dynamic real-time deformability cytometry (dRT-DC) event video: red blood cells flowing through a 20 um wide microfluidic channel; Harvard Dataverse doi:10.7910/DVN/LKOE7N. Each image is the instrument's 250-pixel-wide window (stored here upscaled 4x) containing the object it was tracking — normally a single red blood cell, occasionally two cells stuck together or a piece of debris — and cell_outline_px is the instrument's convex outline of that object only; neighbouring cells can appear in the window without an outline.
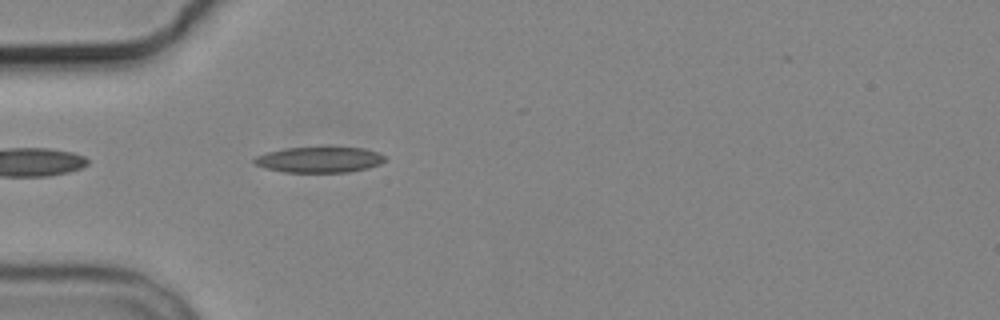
{"species": "common noctule bat (a hibernating species)", "species_latin": "Nyctalus noctula", "temperature_condition": "cold", "stored_images_in_passage": 1, "camera_frame_rate_fps": 3000, "um_per_image_px": 0.085, "animal": {"sex": "male", "body_mass_g": 19.2, "forearm_length_mm": 51.8}, "frame": {"image": 1, "passage_image": 1, "time_ms": 0.0, "image_size_px": [1000, 320], "cell_outline_px": [[384, 160], [380, 164], [368, 168], [348, 172], [284, 172], [264, 168], [252, 164], [252, 160], [256, 156], [264, 152], [284, 148], [324, 144], [332, 144], [364, 148], [376, 152], [384, 156]], "centroid_in_image_um": [27.09, 13.51], "position_along_channel_um": 57.9, "area_um2": 20.81}}